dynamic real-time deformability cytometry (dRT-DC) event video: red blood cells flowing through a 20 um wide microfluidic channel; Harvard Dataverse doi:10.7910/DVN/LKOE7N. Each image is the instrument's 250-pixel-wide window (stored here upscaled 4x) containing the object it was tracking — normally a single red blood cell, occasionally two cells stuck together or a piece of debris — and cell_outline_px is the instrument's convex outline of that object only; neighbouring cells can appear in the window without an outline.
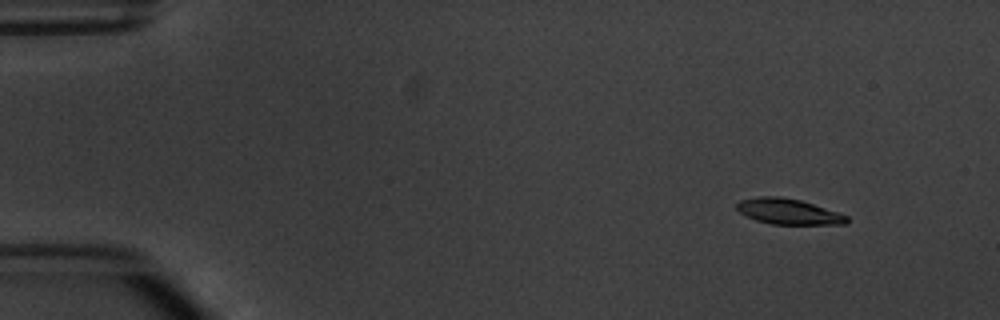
{"species": "common noctule bat (a hibernating species)", "species_latin": "Nyctalus noctula", "temperature_condition": "warm", "stored_images_in_passage": 5, "camera_frame_rate_fps": 3000, "um_per_image_px": 0.085, "animal": {"sex": "male", "body_mass_g": 20.1, "forearm_length_mm": 53.5}, "frame": {"image": 1, "passage_image": 2, "time_ms": 1.333, "image_size_px": [1000, 320], "cell_outline_px": [[848, 224], [772, 224], [756, 220], [744, 216], [736, 208], [736, 204], [740, 200], [760, 196], [780, 196], [800, 200], [848, 216]], "centroid_in_image_um": [66.97, 17.98], "position_along_channel_um": 18.0, "area_um2": 16.3}}
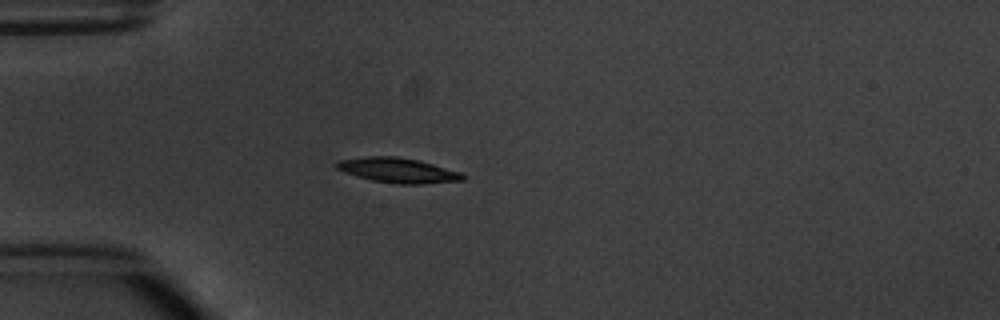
{"frame": {"image": 2, "passage_image": 5, "time_ms": 4.667, "image_size_px": [1000, 320], "cell_outline_px": [[468, 176], [464, 180], [424, 184], [400, 184], [372, 180], [344, 172], [336, 168], [332, 164], [336, 160], [368, 156], [396, 156], [420, 160], [464, 172]], "centroid_in_image_um": [33.87, 14.46], "position_along_channel_um": 51.1, "area_um2": 18.73}}